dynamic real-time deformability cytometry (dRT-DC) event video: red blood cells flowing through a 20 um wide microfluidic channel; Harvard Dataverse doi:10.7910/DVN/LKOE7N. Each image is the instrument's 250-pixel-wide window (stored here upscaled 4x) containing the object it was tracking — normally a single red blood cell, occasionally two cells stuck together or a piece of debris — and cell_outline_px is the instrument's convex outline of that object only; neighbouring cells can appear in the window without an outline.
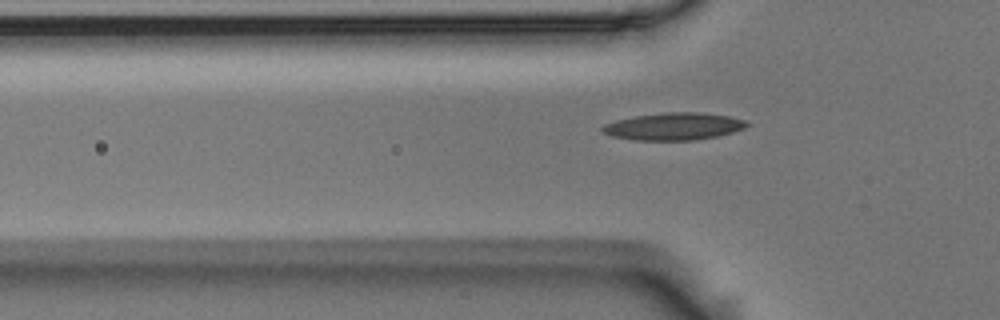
{"species": "Egyptian fruit bat (a non-hibernating species)", "species_latin": "Rousettus aegyptiacus", "temperature_condition": "room temperature", "stored_images_in_passage": 7, "segment_of_instrument_passage": [2, 2], "camera_frame_rate_fps": 3000, "um_per_image_px": 0.085, "animal": {"sex": "male"}, "frame": {"image": 1, "passage_image": 7, "time_ms": 2.0, "image_size_px": [1000, 320], "cell_outline_px": [[752, 124], [744, 128], [732, 132], [716, 136], [692, 140], [632, 140], [612, 136], [604, 132], [600, 128], [604, 124], [616, 120], [636, 116], [664, 112], [700, 112], [728, 116], [744, 120]], "centroid_in_image_um": [57.26, 10.74], "position_along_channel_um": 68.5, "area_um2": 22.89}}